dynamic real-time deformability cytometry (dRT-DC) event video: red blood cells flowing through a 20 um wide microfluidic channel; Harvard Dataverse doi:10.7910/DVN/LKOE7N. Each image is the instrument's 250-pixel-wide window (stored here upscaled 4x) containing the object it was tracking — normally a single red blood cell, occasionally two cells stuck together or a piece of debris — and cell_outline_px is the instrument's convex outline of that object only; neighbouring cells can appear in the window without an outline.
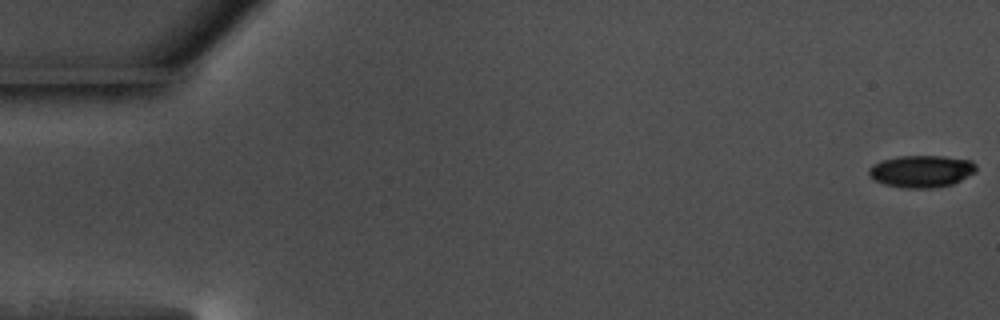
{"species": "common noctule bat (a hibernating species)", "species_latin": "Nyctalus noctula", "temperature_condition": "warm", "stored_images_in_passage": 56, "camera_frame_rate_fps": 3000, "um_per_image_px": 0.085, "animal": {"sex": "male", "body_mass_g": 17.5, "forearm_length_mm": 52.3}, "frame": {"image": 1, "passage_image": 1, "time_ms": 0.0, "image_size_px": [1000, 320], "cell_outline_px": [[976, 172], [952, 184], [932, 188], [904, 188], [884, 184], [876, 180], [868, 172], [868, 168], [872, 164], [880, 160], [900, 156], [944, 156], [972, 160], [976, 164]], "centroid_in_image_um": [78.33, 14.55], "position_along_channel_um": 6.7, "area_um2": 20.11}}
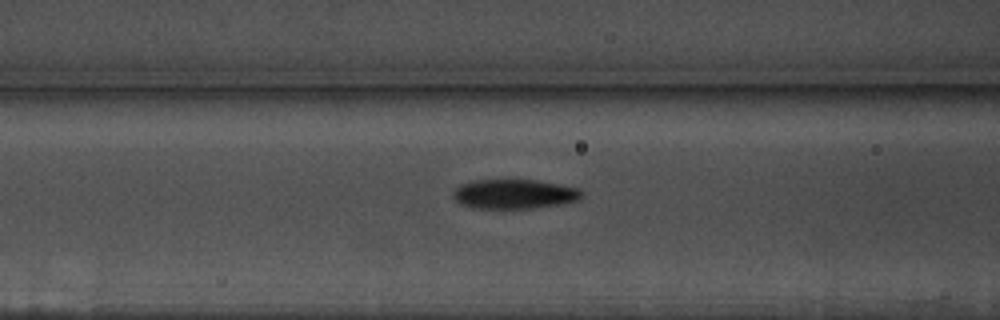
{"frame": {"image": 2, "passage_image": 23, "time_ms": 7.333, "image_size_px": [1000, 320], "cell_outline_px": [[584, 192], [576, 200], [536, 208], [476, 208], [460, 204], [452, 196], [452, 192], [460, 184], [476, 180], [536, 180], [576, 188]], "centroid_in_image_um": [43.64, 16.49], "position_along_channel_um": 123.0, "area_um2": 21.73}}
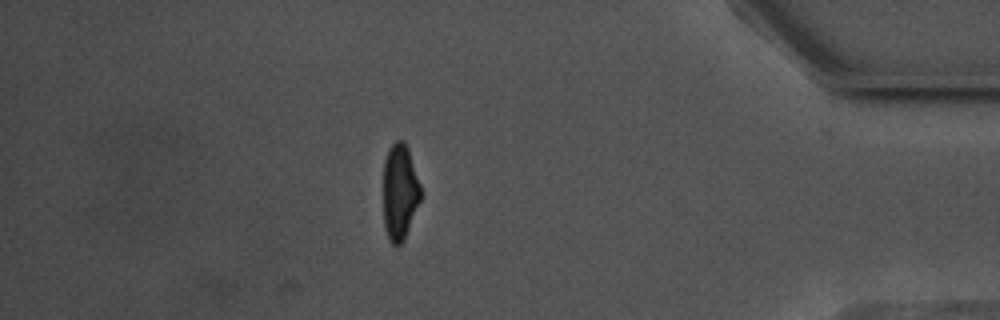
{"frame": {"image": 3, "passage_image": 49, "time_ms": 16.0, "image_size_px": [1000, 320], "cell_outline_px": [[420, 200], [404, 240], [400, 244], [392, 244], [388, 240], [384, 228], [384, 160], [388, 148], [396, 140], [404, 140], [408, 148], [420, 184]], "centroid_in_image_um": [33.97, 16.3], "position_along_channel_um": 401.2, "area_um2": 20.87}, "authors_computed_cell_mechanics": {"area_um2": 21.7617, "velocity_mm_per_s": 3.6778, "shape_relaxation_time_tau1_ms": 2.7907, "shape_relaxation_time_tau2_ms": 3.6115, "deformation_change_tau1": 0.1374, "deformation_change_tau2": 0.1018}}